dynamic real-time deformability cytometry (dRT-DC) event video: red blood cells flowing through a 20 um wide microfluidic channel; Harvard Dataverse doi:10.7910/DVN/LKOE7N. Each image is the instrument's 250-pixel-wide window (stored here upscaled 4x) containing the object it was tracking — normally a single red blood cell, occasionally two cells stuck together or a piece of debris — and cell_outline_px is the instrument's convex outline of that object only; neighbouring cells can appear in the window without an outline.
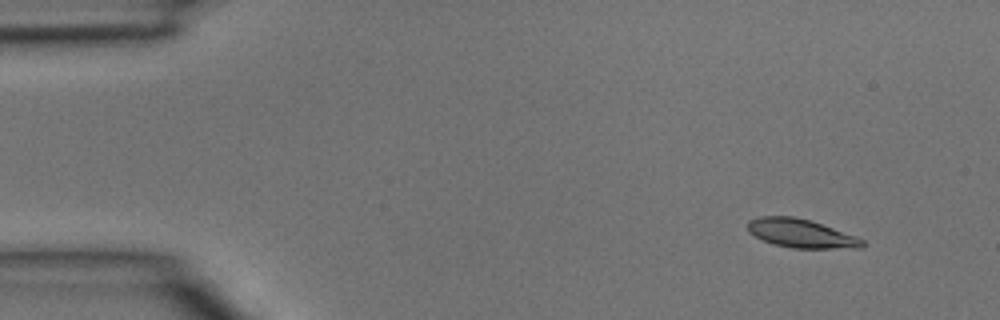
{"species": "common noctule bat (a hibernating species)", "species_latin": "Nyctalus noctula", "temperature_condition": "room temperature", "stored_images_in_passage": 3, "camera_frame_rate_fps": 3000, "um_per_image_px": 0.085, "animal": {"sex": "male", "body_mass_g": 15.6}, "frame": {"image": 1, "passage_image": 1, "time_ms": 0.0, "image_size_px": [1000, 320], "cell_outline_px": [[868, 244], [864, 248], [792, 248], [772, 244], [748, 232], [748, 220], [760, 216], [792, 216], [808, 220], [856, 236], [864, 240]], "centroid_in_image_um": [68.11, 19.85], "position_along_channel_um": 16.9, "area_um2": 19.07}}